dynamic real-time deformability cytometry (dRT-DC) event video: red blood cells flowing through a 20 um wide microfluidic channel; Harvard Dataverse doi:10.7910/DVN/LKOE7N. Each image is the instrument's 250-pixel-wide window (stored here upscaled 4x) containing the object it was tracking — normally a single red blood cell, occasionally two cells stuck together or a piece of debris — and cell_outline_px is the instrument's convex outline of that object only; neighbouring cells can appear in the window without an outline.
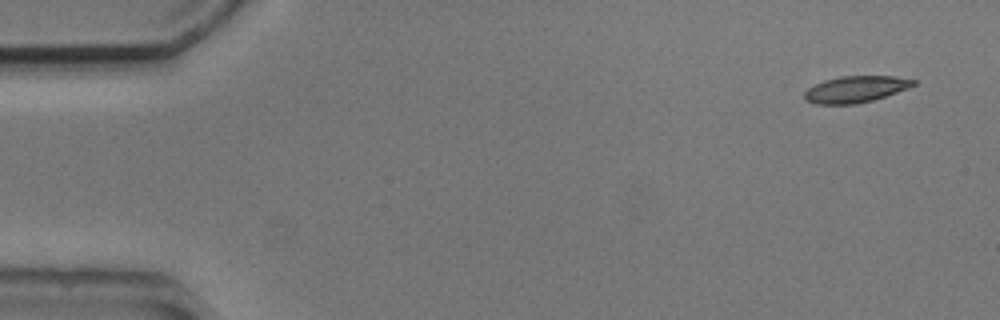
{"species": "common noctule bat (a hibernating species)", "species_latin": "Nyctalus noctula", "temperature_condition": "cold", "stored_images_in_passage": 51, "camera_frame_rate_fps": 3000, "um_per_image_px": 0.085, "animal": {"sex": "male", "body_mass_g": 20.5, "forearm_length_mm": 52.5}, "frame": {"image": 1, "passage_image": 1, "time_ms": 0.0, "image_size_px": [1000, 320], "cell_outline_px": [[916, 84], [908, 88], [872, 100], [856, 104], [816, 104], [804, 100], [804, 92], [808, 88], [824, 80], [840, 76], [896, 76], [916, 80]], "centroid_in_image_um": [72.71, 7.58], "position_along_channel_um": 12.3, "area_um2": 16.76}}
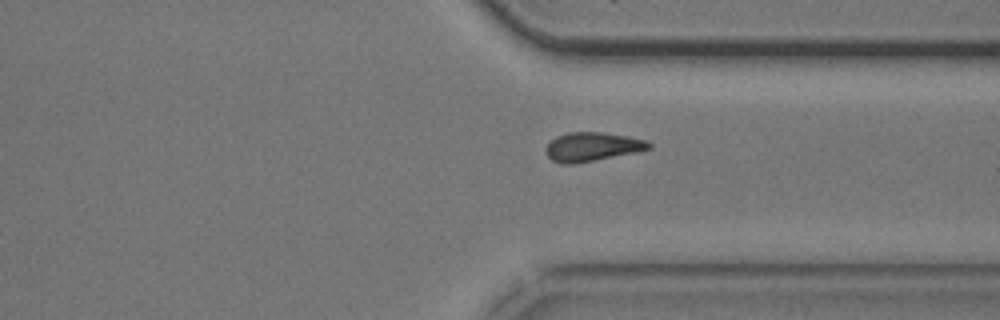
{"frame": {"image": 2, "passage_image": 38, "time_ms": 12.333, "image_size_px": [1000, 320], "cell_outline_px": [[652, 148], [636, 152], [572, 164], [560, 164], [552, 160], [548, 156], [548, 144], [556, 136], [568, 132], [604, 132], [628, 136], [644, 140], [652, 144]], "centroid_in_image_um": [50.36, 12.46], "position_along_channel_um": 361.0, "area_um2": 17.11}}
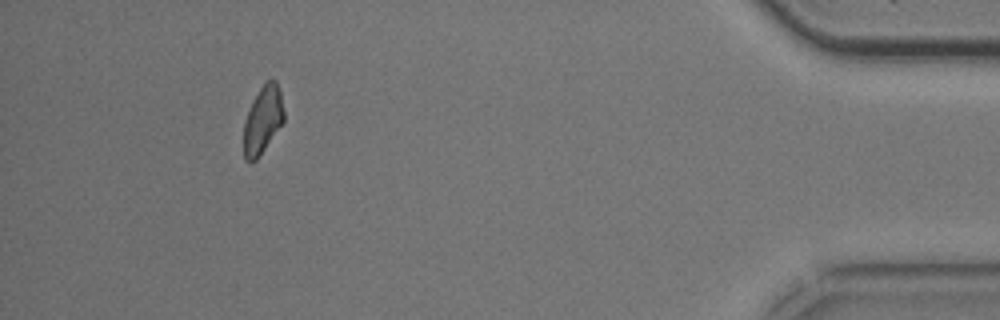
{"frame": {"image": 3, "passage_image": 47, "time_ms": 15.333, "image_size_px": [1000, 320], "cell_outline_px": [[284, 120], [260, 156], [252, 164], [248, 164], [244, 160], [244, 120], [260, 88], [268, 80], [276, 80], [280, 92], [284, 112]], "centroid_in_image_um": [22.32, 10.26], "position_along_channel_um": 412.9, "area_um2": 15.66}, "authors_computed_cell_mechanics": {"area_um2": 17.4556, "velocity_mm_per_s": 3.783, "shape_relaxation_time_tau1_ms": 9.6678, "shape_relaxation_time_tau2_ms": 7.5913, "deformation_change_tau1": 0.194, "deformation_change_tau2": 0.1621}}